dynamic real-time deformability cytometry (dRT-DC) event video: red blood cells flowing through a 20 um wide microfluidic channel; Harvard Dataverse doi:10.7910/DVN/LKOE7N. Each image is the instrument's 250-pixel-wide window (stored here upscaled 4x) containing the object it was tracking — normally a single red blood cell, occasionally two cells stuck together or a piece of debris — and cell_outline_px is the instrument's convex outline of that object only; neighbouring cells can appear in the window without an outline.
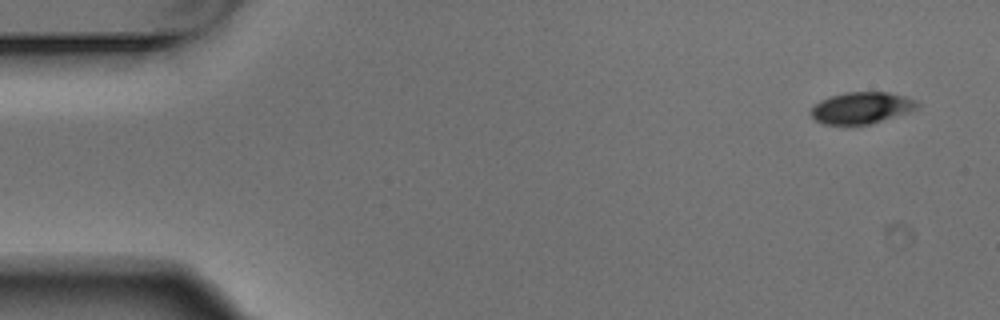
{"species": "Egyptian fruit bat (a non-hibernating species)", "species_latin": "Rousettus aegyptiacus", "temperature_condition": "warm", "stored_images_in_passage": 4, "camera_frame_rate_fps": 3000, "um_per_image_px": 0.085, "animal": {"sex": "male"}, "frame": {"image": 1, "passage_image": 1, "time_ms": 0.0, "image_size_px": [1000, 320], "cell_outline_px": [[920, 104], [916, 108], [908, 112], [868, 124], [824, 124], [816, 120], [812, 116], [812, 108], [820, 100], [844, 92], [888, 92], [904, 96], [916, 100]], "centroid_in_image_um": [73.24, 9.15], "position_along_channel_um": 11.8, "area_um2": 19.19}}
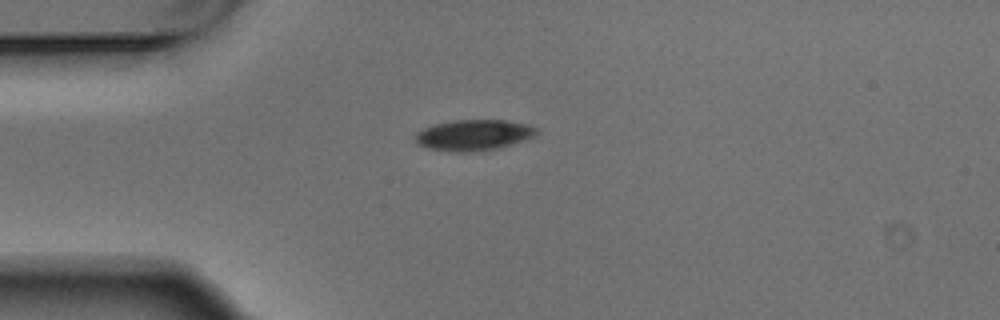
{"frame": {"image": 2, "passage_image": 4, "time_ms": 1.0, "image_size_px": [1000, 320], "cell_outline_px": [[536, 136], [496, 148], [464, 152], [460, 152], [428, 148], [416, 144], [416, 132], [424, 128], [436, 124], [452, 120], [504, 120], [528, 124], [536, 128]], "centroid_in_image_um": [40.24, 11.46], "position_along_channel_um": 44.8, "area_um2": 21.39}}